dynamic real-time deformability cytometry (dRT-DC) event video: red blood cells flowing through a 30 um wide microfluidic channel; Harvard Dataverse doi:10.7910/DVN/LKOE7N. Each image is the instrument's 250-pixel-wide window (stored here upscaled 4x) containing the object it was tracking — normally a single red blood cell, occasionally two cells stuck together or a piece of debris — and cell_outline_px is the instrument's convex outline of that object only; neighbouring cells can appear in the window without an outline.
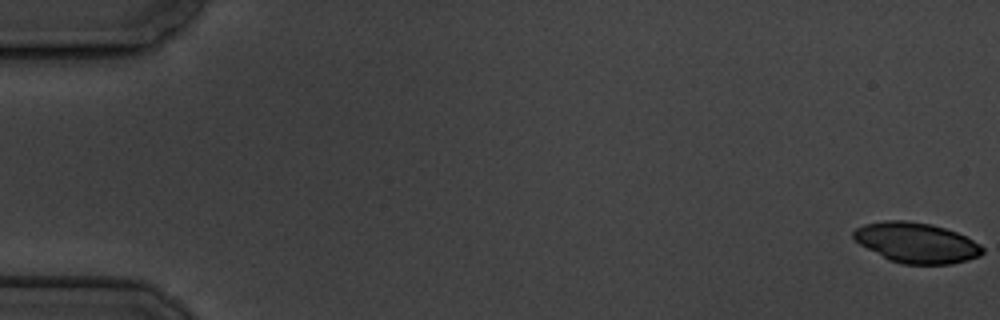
{"species": "common noctule bat (a hibernating species)", "species_latin": "Nyctalus noctula", "temperature_condition": "cold", "stored_images_in_passage": 7, "camera_frame_rate_fps": 3000, "um_per_image_px": 0.085, "animal": {"sex": "male", "body_mass_g": 19.5, "forearm_length_mm": 54.6}, "frame": {"image": 1, "passage_image": 1, "time_ms": 0.0, "image_size_px": [1000, 320], "cell_outline_px": [[984, 252], [980, 256], [968, 260], [952, 264], [904, 264], [888, 260], [860, 244], [852, 236], [852, 232], [856, 228], [864, 224], [884, 220], [904, 220], [932, 224], [956, 232], [980, 244], [984, 248]], "centroid_in_image_um": [77.89, 20.63], "position_along_channel_um": 7.1, "area_um2": 30.29}}